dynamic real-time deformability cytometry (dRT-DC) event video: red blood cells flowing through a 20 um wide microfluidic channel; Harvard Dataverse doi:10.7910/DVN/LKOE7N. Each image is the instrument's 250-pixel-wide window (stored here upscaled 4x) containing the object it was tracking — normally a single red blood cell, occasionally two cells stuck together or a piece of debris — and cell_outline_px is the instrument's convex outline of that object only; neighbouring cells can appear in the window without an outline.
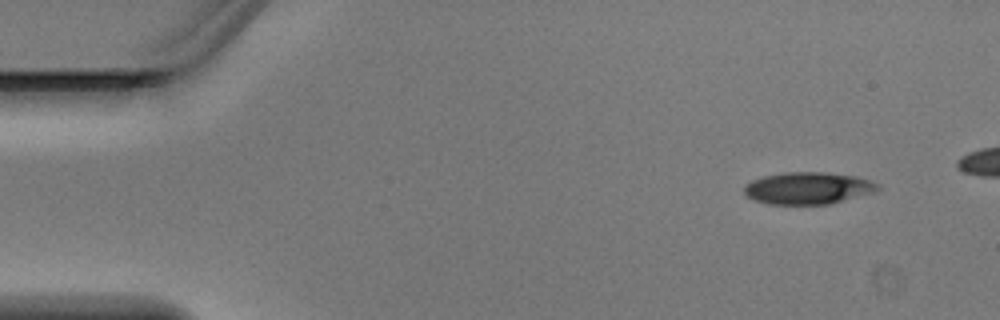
{"species": "Egyptian fruit bat (a non-hibernating species)", "species_latin": "Rousettus aegyptiacus", "temperature_condition": "warm", "stored_images_in_passage": 4, "camera_frame_rate_fps": 3000, "um_per_image_px": 0.085, "animal": {"sex": "male"}, "frame": {"image": 1, "passage_image": 1, "time_ms": 0.0, "image_size_px": [1000, 320], "cell_outline_px": [[880, 188], [876, 192], [828, 204], [768, 204], [756, 200], [748, 196], [744, 192], [744, 184], [752, 180], [764, 176], [784, 172], [828, 172], [856, 176], [872, 180], [880, 184]], "centroid_in_image_um": [68.72, 15.98], "position_along_channel_um": 16.3, "area_um2": 25.09}}